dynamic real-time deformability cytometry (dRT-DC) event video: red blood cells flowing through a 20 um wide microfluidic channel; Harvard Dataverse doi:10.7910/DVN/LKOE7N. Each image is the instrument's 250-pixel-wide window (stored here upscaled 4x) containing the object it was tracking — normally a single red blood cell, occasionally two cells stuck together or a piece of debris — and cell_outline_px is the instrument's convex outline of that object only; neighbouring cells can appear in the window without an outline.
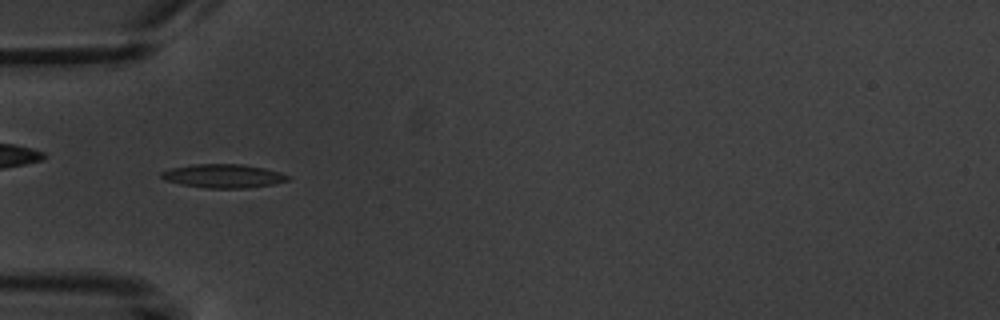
{"species": "common noctule bat (a hibernating species)", "species_latin": "Nyctalus noctula", "temperature_condition": "warm", "stored_images_in_passage": 7, "camera_frame_rate_fps": 3000, "um_per_image_px": 0.085, "animal": {"sex": "male", "body_mass_g": 20.1, "forearm_length_mm": 53.5}, "frame": {"image": 1, "passage_image": 5, "time_ms": 4.667, "image_size_px": [1000, 320], "cell_outline_px": [[292, 176], [288, 180], [276, 184], [248, 188], [208, 188], [180, 184], [164, 180], [160, 176], [160, 172], [172, 168], [192, 164], [240, 164], [264, 168], [280, 172]], "centroid_in_image_um": [19.0, 14.96], "position_along_channel_um": 66.0, "area_um2": 17.57}}
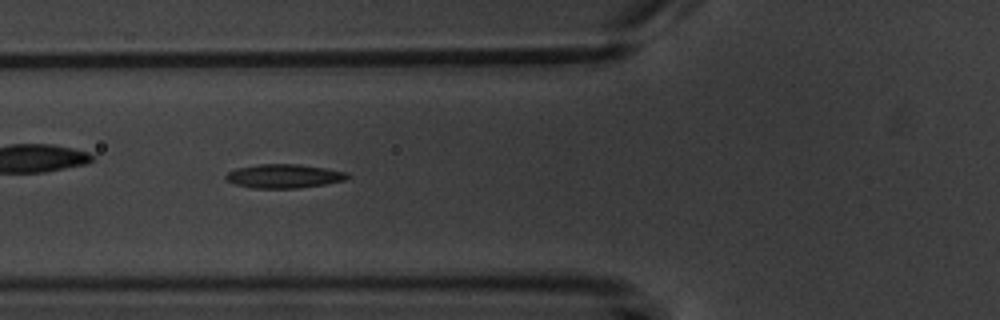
{"frame": {"image": 2, "passage_image": 6, "time_ms": 5.667, "image_size_px": [1000, 320], "cell_outline_px": [[352, 176], [344, 180], [324, 184], [296, 188], [252, 188], [236, 184], [224, 180], [224, 176], [228, 172], [236, 168], [260, 164], [300, 164], [348, 172]], "centroid_in_image_um": [24.12, 14.96], "position_along_channel_um": 101.7, "area_um2": 16.94}}
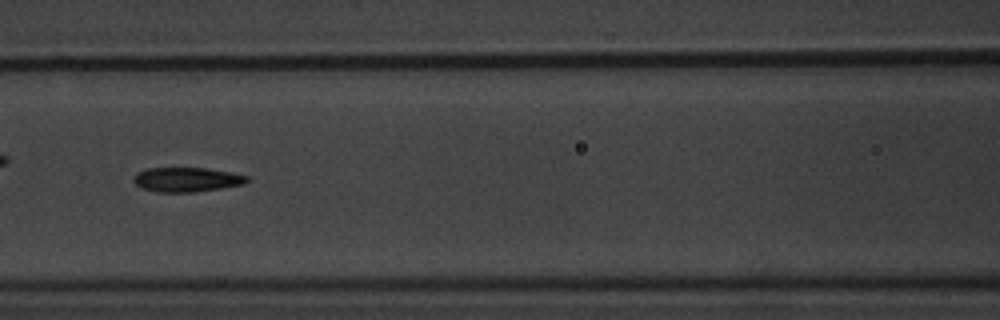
{"frame": {"image": 3, "passage_image": 7, "time_ms": 7.0, "image_size_px": [1000, 320], "cell_outline_px": [[248, 180], [244, 184], [196, 192], [156, 192], [140, 188], [132, 180], [136, 172], [148, 168], [208, 168], [232, 172], [248, 176]], "centroid_in_image_um": [15.84, 15.26], "position_along_channel_um": 150.8, "area_um2": 16.3}}